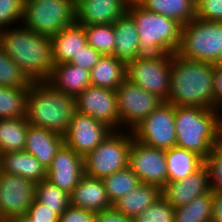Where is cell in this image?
<instances>
[{
    "mask_svg": "<svg viewBox=\"0 0 222 222\" xmlns=\"http://www.w3.org/2000/svg\"><path fill=\"white\" fill-rule=\"evenodd\" d=\"M102 181L111 204L141 183L138 176L129 167L104 177Z\"/></svg>",
    "mask_w": 222,
    "mask_h": 222,
    "instance_id": "33",
    "label": "cell"
},
{
    "mask_svg": "<svg viewBox=\"0 0 222 222\" xmlns=\"http://www.w3.org/2000/svg\"><path fill=\"white\" fill-rule=\"evenodd\" d=\"M35 183L0 172V218L3 222L27 213L34 200Z\"/></svg>",
    "mask_w": 222,
    "mask_h": 222,
    "instance_id": "14",
    "label": "cell"
},
{
    "mask_svg": "<svg viewBox=\"0 0 222 222\" xmlns=\"http://www.w3.org/2000/svg\"><path fill=\"white\" fill-rule=\"evenodd\" d=\"M159 197H161V189L159 187L140 183L134 190L116 200L112 206L117 211L133 219Z\"/></svg>",
    "mask_w": 222,
    "mask_h": 222,
    "instance_id": "26",
    "label": "cell"
},
{
    "mask_svg": "<svg viewBox=\"0 0 222 222\" xmlns=\"http://www.w3.org/2000/svg\"><path fill=\"white\" fill-rule=\"evenodd\" d=\"M204 159L195 152L174 146L166 150L167 182L180 181L197 171Z\"/></svg>",
    "mask_w": 222,
    "mask_h": 222,
    "instance_id": "27",
    "label": "cell"
},
{
    "mask_svg": "<svg viewBox=\"0 0 222 222\" xmlns=\"http://www.w3.org/2000/svg\"><path fill=\"white\" fill-rule=\"evenodd\" d=\"M209 171L210 186L214 192H222V145L216 146L204 159Z\"/></svg>",
    "mask_w": 222,
    "mask_h": 222,
    "instance_id": "37",
    "label": "cell"
},
{
    "mask_svg": "<svg viewBox=\"0 0 222 222\" xmlns=\"http://www.w3.org/2000/svg\"><path fill=\"white\" fill-rule=\"evenodd\" d=\"M28 91L0 86V119L26 117Z\"/></svg>",
    "mask_w": 222,
    "mask_h": 222,
    "instance_id": "31",
    "label": "cell"
},
{
    "mask_svg": "<svg viewBox=\"0 0 222 222\" xmlns=\"http://www.w3.org/2000/svg\"><path fill=\"white\" fill-rule=\"evenodd\" d=\"M34 198L60 216L70 206V194L44 179L35 183Z\"/></svg>",
    "mask_w": 222,
    "mask_h": 222,
    "instance_id": "32",
    "label": "cell"
},
{
    "mask_svg": "<svg viewBox=\"0 0 222 222\" xmlns=\"http://www.w3.org/2000/svg\"><path fill=\"white\" fill-rule=\"evenodd\" d=\"M165 102L214 109V64L172 54L170 92Z\"/></svg>",
    "mask_w": 222,
    "mask_h": 222,
    "instance_id": "2",
    "label": "cell"
},
{
    "mask_svg": "<svg viewBox=\"0 0 222 222\" xmlns=\"http://www.w3.org/2000/svg\"><path fill=\"white\" fill-rule=\"evenodd\" d=\"M196 18L222 22V0H198L196 2Z\"/></svg>",
    "mask_w": 222,
    "mask_h": 222,
    "instance_id": "39",
    "label": "cell"
},
{
    "mask_svg": "<svg viewBox=\"0 0 222 222\" xmlns=\"http://www.w3.org/2000/svg\"><path fill=\"white\" fill-rule=\"evenodd\" d=\"M131 0H76V23L81 26L113 24L127 13Z\"/></svg>",
    "mask_w": 222,
    "mask_h": 222,
    "instance_id": "18",
    "label": "cell"
},
{
    "mask_svg": "<svg viewBox=\"0 0 222 222\" xmlns=\"http://www.w3.org/2000/svg\"><path fill=\"white\" fill-rule=\"evenodd\" d=\"M0 46L32 82L47 81L54 67L51 37L27 29L4 28L0 32Z\"/></svg>",
    "mask_w": 222,
    "mask_h": 222,
    "instance_id": "1",
    "label": "cell"
},
{
    "mask_svg": "<svg viewBox=\"0 0 222 222\" xmlns=\"http://www.w3.org/2000/svg\"><path fill=\"white\" fill-rule=\"evenodd\" d=\"M75 111V97L55 90L46 81L30 85L26 107L29 124L64 136Z\"/></svg>",
    "mask_w": 222,
    "mask_h": 222,
    "instance_id": "4",
    "label": "cell"
},
{
    "mask_svg": "<svg viewBox=\"0 0 222 222\" xmlns=\"http://www.w3.org/2000/svg\"><path fill=\"white\" fill-rule=\"evenodd\" d=\"M55 64L68 63L87 44L83 26L75 23L51 37Z\"/></svg>",
    "mask_w": 222,
    "mask_h": 222,
    "instance_id": "24",
    "label": "cell"
},
{
    "mask_svg": "<svg viewBox=\"0 0 222 222\" xmlns=\"http://www.w3.org/2000/svg\"><path fill=\"white\" fill-rule=\"evenodd\" d=\"M23 16L24 0H0V29L9 28L18 20L23 22Z\"/></svg>",
    "mask_w": 222,
    "mask_h": 222,
    "instance_id": "38",
    "label": "cell"
},
{
    "mask_svg": "<svg viewBox=\"0 0 222 222\" xmlns=\"http://www.w3.org/2000/svg\"><path fill=\"white\" fill-rule=\"evenodd\" d=\"M32 81L0 46V86L29 88Z\"/></svg>",
    "mask_w": 222,
    "mask_h": 222,
    "instance_id": "35",
    "label": "cell"
},
{
    "mask_svg": "<svg viewBox=\"0 0 222 222\" xmlns=\"http://www.w3.org/2000/svg\"><path fill=\"white\" fill-rule=\"evenodd\" d=\"M113 130L94 118L74 112L64 135V144L85 157L93 151Z\"/></svg>",
    "mask_w": 222,
    "mask_h": 222,
    "instance_id": "15",
    "label": "cell"
},
{
    "mask_svg": "<svg viewBox=\"0 0 222 222\" xmlns=\"http://www.w3.org/2000/svg\"><path fill=\"white\" fill-rule=\"evenodd\" d=\"M149 11L174 19L181 26L196 18L195 0H135Z\"/></svg>",
    "mask_w": 222,
    "mask_h": 222,
    "instance_id": "28",
    "label": "cell"
},
{
    "mask_svg": "<svg viewBox=\"0 0 222 222\" xmlns=\"http://www.w3.org/2000/svg\"><path fill=\"white\" fill-rule=\"evenodd\" d=\"M59 222H96V213L69 206L59 216Z\"/></svg>",
    "mask_w": 222,
    "mask_h": 222,
    "instance_id": "42",
    "label": "cell"
},
{
    "mask_svg": "<svg viewBox=\"0 0 222 222\" xmlns=\"http://www.w3.org/2000/svg\"><path fill=\"white\" fill-rule=\"evenodd\" d=\"M7 222H36V221L30 219L26 214H24L22 216L9 219Z\"/></svg>",
    "mask_w": 222,
    "mask_h": 222,
    "instance_id": "46",
    "label": "cell"
},
{
    "mask_svg": "<svg viewBox=\"0 0 222 222\" xmlns=\"http://www.w3.org/2000/svg\"><path fill=\"white\" fill-rule=\"evenodd\" d=\"M117 106L122 127L132 131L164 101L126 79L116 90ZM124 125V126H123ZM122 126V127H121Z\"/></svg>",
    "mask_w": 222,
    "mask_h": 222,
    "instance_id": "11",
    "label": "cell"
},
{
    "mask_svg": "<svg viewBox=\"0 0 222 222\" xmlns=\"http://www.w3.org/2000/svg\"><path fill=\"white\" fill-rule=\"evenodd\" d=\"M64 144V136L42 127L28 124L25 152L32 154L46 169Z\"/></svg>",
    "mask_w": 222,
    "mask_h": 222,
    "instance_id": "20",
    "label": "cell"
},
{
    "mask_svg": "<svg viewBox=\"0 0 222 222\" xmlns=\"http://www.w3.org/2000/svg\"><path fill=\"white\" fill-rule=\"evenodd\" d=\"M172 54L141 55L127 63L130 82L166 101L171 84Z\"/></svg>",
    "mask_w": 222,
    "mask_h": 222,
    "instance_id": "9",
    "label": "cell"
},
{
    "mask_svg": "<svg viewBox=\"0 0 222 222\" xmlns=\"http://www.w3.org/2000/svg\"><path fill=\"white\" fill-rule=\"evenodd\" d=\"M96 222H133V219L127 217L120 211H117L112 206L108 209H103L96 213Z\"/></svg>",
    "mask_w": 222,
    "mask_h": 222,
    "instance_id": "43",
    "label": "cell"
},
{
    "mask_svg": "<svg viewBox=\"0 0 222 222\" xmlns=\"http://www.w3.org/2000/svg\"><path fill=\"white\" fill-rule=\"evenodd\" d=\"M212 222H222V192L213 191Z\"/></svg>",
    "mask_w": 222,
    "mask_h": 222,
    "instance_id": "45",
    "label": "cell"
},
{
    "mask_svg": "<svg viewBox=\"0 0 222 222\" xmlns=\"http://www.w3.org/2000/svg\"><path fill=\"white\" fill-rule=\"evenodd\" d=\"M0 172L18 175L38 183L46 179V168L25 151L0 154Z\"/></svg>",
    "mask_w": 222,
    "mask_h": 222,
    "instance_id": "22",
    "label": "cell"
},
{
    "mask_svg": "<svg viewBox=\"0 0 222 222\" xmlns=\"http://www.w3.org/2000/svg\"><path fill=\"white\" fill-rule=\"evenodd\" d=\"M55 90L77 97L90 83V71L73 64H54L50 78L46 81Z\"/></svg>",
    "mask_w": 222,
    "mask_h": 222,
    "instance_id": "21",
    "label": "cell"
},
{
    "mask_svg": "<svg viewBox=\"0 0 222 222\" xmlns=\"http://www.w3.org/2000/svg\"><path fill=\"white\" fill-rule=\"evenodd\" d=\"M131 132L134 140L147 146L163 150L176 146L174 106L164 101Z\"/></svg>",
    "mask_w": 222,
    "mask_h": 222,
    "instance_id": "10",
    "label": "cell"
},
{
    "mask_svg": "<svg viewBox=\"0 0 222 222\" xmlns=\"http://www.w3.org/2000/svg\"><path fill=\"white\" fill-rule=\"evenodd\" d=\"M134 137L131 131H112L93 151L84 157V175L103 179L128 167L129 151Z\"/></svg>",
    "mask_w": 222,
    "mask_h": 222,
    "instance_id": "8",
    "label": "cell"
},
{
    "mask_svg": "<svg viewBox=\"0 0 222 222\" xmlns=\"http://www.w3.org/2000/svg\"><path fill=\"white\" fill-rule=\"evenodd\" d=\"M127 14L138 30L140 52L148 54H174L180 42L181 25L174 19L152 12L131 0Z\"/></svg>",
    "mask_w": 222,
    "mask_h": 222,
    "instance_id": "5",
    "label": "cell"
},
{
    "mask_svg": "<svg viewBox=\"0 0 222 222\" xmlns=\"http://www.w3.org/2000/svg\"><path fill=\"white\" fill-rule=\"evenodd\" d=\"M87 44L102 55H113L115 49V30L113 24L83 26Z\"/></svg>",
    "mask_w": 222,
    "mask_h": 222,
    "instance_id": "34",
    "label": "cell"
},
{
    "mask_svg": "<svg viewBox=\"0 0 222 222\" xmlns=\"http://www.w3.org/2000/svg\"><path fill=\"white\" fill-rule=\"evenodd\" d=\"M76 23V0H24L22 24L38 34L52 37Z\"/></svg>",
    "mask_w": 222,
    "mask_h": 222,
    "instance_id": "7",
    "label": "cell"
},
{
    "mask_svg": "<svg viewBox=\"0 0 222 222\" xmlns=\"http://www.w3.org/2000/svg\"><path fill=\"white\" fill-rule=\"evenodd\" d=\"M28 124L26 117L0 119V154L24 151Z\"/></svg>",
    "mask_w": 222,
    "mask_h": 222,
    "instance_id": "29",
    "label": "cell"
},
{
    "mask_svg": "<svg viewBox=\"0 0 222 222\" xmlns=\"http://www.w3.org/2000/svg\"><path fill=\"white\" fill-rule=\"evenodd\" d=\"M211 190L209 171L203 164L197 171L180 181L167 182L161 188V196L174 208L190 203Z\"/></svg>",
    "mask_w": 222,
    "mask_h": 222,
    "instance_id": "17",
    "label": "cell"
},
{
    "mask_svg": "<svg viewBox=\"0 0 222 222\" xmlns=\"http://www.w3.org/2000/svg\"><path fill=\"white\" fill-rule=\"evenodd\" d=\"M26 215L36 222H59V216L35 198Z\"/></svg>",
    "mask_w": 222,
    "mask_h": 222,
    "instance_id": "41",
    "label": "cell"
},
{
    "mask_svg": "<svg viewBox=\"0 0 222 222\" xmlns=\"http://www.w3.org/2000/svg\"><path fill=\"white\" fill-rule=\"evenodd\" d=\"M84 175V157L63 144L46 169V179L71 193Z\"/></svg>",
    "mask_w": 222,
    "mask_h": 222,
    "instance_id": "16",
    "label": "cell"
},
{
    "mask_svg": "<svg viewBox=\"0 0 222 222\" xmlns=\"http://www.w3.org/2000/svg\"><path fill=\"white\" fill-rule=\"evenodd\" d=\"M175 208L162 196L133 218V222H174Z\"/></svg>",
    "mask_w": 222,
    "mask_h": 222,
    "instance_id": "36",
    "label": "cell"
},
{
    "mask_svg": "<svg viewBox=\"0 0 222 222\" xmlns=\"http://www.w3.org/2000/svg\"><path fill=\"white\" fill-rule=\"evenodd\" d=\"M214 110L219 113L222 110V65L221 64H214Z\"/></svg>",
    "mask_w": 222,
    "mask_h": 222,
    "instance_id": "44",
    "label": "cell"
},
{
    "mask_svg": "<svg viewBox=\"0 0 222 222\" xmlns=\"http://www.w3.org/2000/svg\"><path fill=\"white\" fill-rule=\"evenodd\" d=\"M102 56L101 53L86 44L69 63L91 71Z\"/></svg>",
    "mask_w": 222,
    "mask_h": 222,
    "instance_id": "40",
    "label": "cell"
},
{
    "mask_svg": "<svg viewBox=\"0 0 222 222\" xmlns=\"http://www.w3.org/2000/svg\"><path fill=\"white\" fill-rule=\"evenodd\" d=\"M128 167L138 176L141 183L160 189L167 183L166 150L147 146L133 139Z\"/></svg>",
    "mask_w": 222,
    "mask_h": 222,
    "instance_id": "12",
    "label": "cell"
},
{
    "mask_svg": "<svg viewBox=\"0 0 222 222\" xmlns=\"http://www.w3.org/2000/svg\"><path fill=\"white\" fill-rule=\"evenodd\" d=\"M222 22L197 18L181 26L180 42L175 52L183 58L220 64Z\"/></svg>",
    "mask_w": 222,
    "mask_h": 222,
    "instance_id": "6",
    "label": "cell"
},
{
    "mask_svg": "<svg viewBox=\"0 0 222 222\" xmlns=\"http://www.w3.org/2000/svg\"><path fill=\"white\" fill-rule=\"evenodd\" d=\"M115 30L114 56L125 62L136 60L140 52L138 30L133 19L126 13L113 23Z\"/></svg>",
    "mask_w": 222,
    "mask_h": 222,
    "instance_id": "23",
    "label": "cell"
},
{
    "mask_svg": "<svg viewBox=\"0 0 222 222\" xmlns=\"http://www.w3.org/2000/svg\"><path fill=\"white\" fill-rule=\"evenodd\" d=\"M75 105L77 112L104 123L113 131H120L115 90L89 85L75 98Z\"/></svg>",
    "mask_w": 222,
    "mask_h": 222,
    "instance_id": "13",
    "label": "cell"
},
{
    "mask_svg": "<svg viewBox=\"0 0 222 222\" xmlns=\"http://www.w3.org/2000/svg\"><path fill=\"white\" fill-rule=\"evenodd\" d=\"M127 77V64L113 55H103L90 71L93 86L116 90Z\"/></svg>",
    "mask_w": 222,
    "mask_h": 222,
    "instance_id": "25",
    "label": "cell"
},
{
    "mask_svg": "<svg viewBox=\"0 0 222 222\" xmlns=\"http://www.w3.org/2000/svg\"><path fill=\"white\" fill-rule=\"evenodd\" d=\"M213 190L194 198L187 205L176 207L174 222H212Z\"/></svg>",
    "mask_w": 222,
    "mask_h": 222,
    "instance_id": "30",
    "label": "cell"
},
{
    "mask_svg": "<svg viewBox=\"0 0 222 222\" xmlns=\"http://www.w3.org/2000/svg\"><path fill=\"white\" fill-rule=\"evenodd\" d=\"M220 114L210 108L174 106L176 146L205 159L221 144Z\"/></svg>",
    "mask_w": 222,
    "mask_h": 222,
    "instance_id": "3",
    "label": "cell"
},
{
    "mask_svg": "<svg viewBox=\"0 0 222 222\" xmlns=\"http://www.w3.org/2000/svg\"><path fill=\"white\" fill-rule=\"evenodd\" d=\"M220 134H221V145H222V112L220 115Z\"/></svg>",
    "mask_w": 222,
    "mask_h": 222,
    "instance_id": "47",
    "label": "cell"
},
{
    "mask_svg": "<svg viewBox=\"0 0 222 222\" xmlns=\"http://www.w3.org/2000/svg\"><path fill=\"white\" fill-rule=\"evenodd\" d=\"M70 206L95 213L112 207L102 179L83 175L70 193Z\"/></svg>",
    "mask_w": 222,
    "mask_h": 222,
    "instance_id": "19",
    "label": "cell"
},
{
    "mask_svg": "<svg viewBox=\"0 0 222 222\" xmlns=\"http://www.w3.org/2000/svg\"><path fill=\"white\" fill-rule=\"evenodd\" d=\"M220 64L222 65V47H221V52H220Z\"/></svg>",
    "mask_w": 222,
    "mask_h": 222,
    "instance_id": "48",
    "label": "cell"
}]
</instances>
